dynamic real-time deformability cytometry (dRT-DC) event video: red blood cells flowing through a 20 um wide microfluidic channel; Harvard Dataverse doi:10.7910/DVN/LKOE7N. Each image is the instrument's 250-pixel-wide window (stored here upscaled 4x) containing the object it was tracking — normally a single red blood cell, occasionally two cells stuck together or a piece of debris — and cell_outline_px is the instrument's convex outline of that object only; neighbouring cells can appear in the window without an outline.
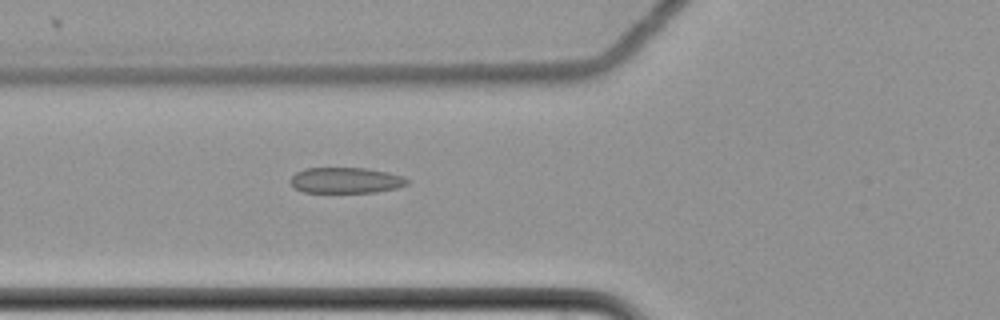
{"species": "common noctule bat (a hibernating species)", "species_latin": "Nyctalus noctula", "temperature_condition": "cold", "stored_images_in_passage": 61, "camera_frame_rate_fps": 3000, "um_per_image_px": 0.085, "animal": {"sex": "female", "body_mass_g": 22.7, "forearm_length_mm": 54.2}, "frame": {"image": 1, "passage_image": 24, "time_ms": 7.667, "image_size_px": [1000, 320], "cell_outline_px": [[408, 184], [396, 188], [376, 192], [304, 192], [296, 188], [288, 180], [296, 172], [304, 168], [364, 168], [388, 172], [404, 176], [408, 180]], "centroid_in_image_um": [29.39, 15.32], "position_along_channel_um": 96.4, "area_um2": 17.51}}
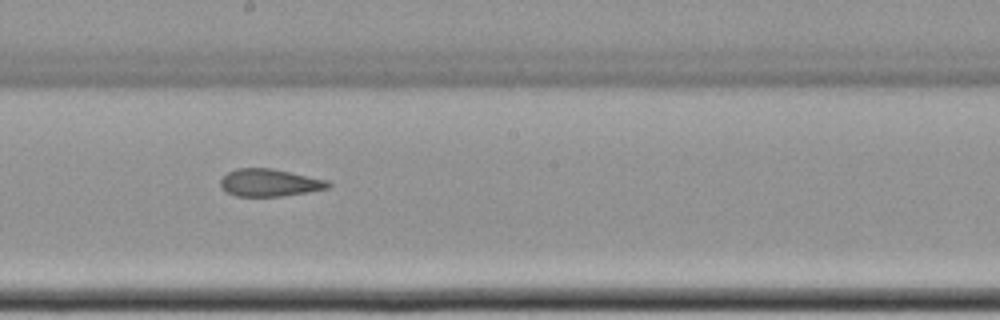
{"frame": {"image": 2, "passage_image": 35, "time_ms": 11.333, "image_size_px": [1000, 320], "cell_outline_px": [[332, 184], [328, 188], [308, 192], [280, 196], [236, 196], [220, 188], [220, 180], [228, 172], [236, 168], [272, 168], [328, 180]], "centroid_in_image_um": [22.91, 15.52], "position_along_channel_um": 225.3, "area_um2": 17.22}}
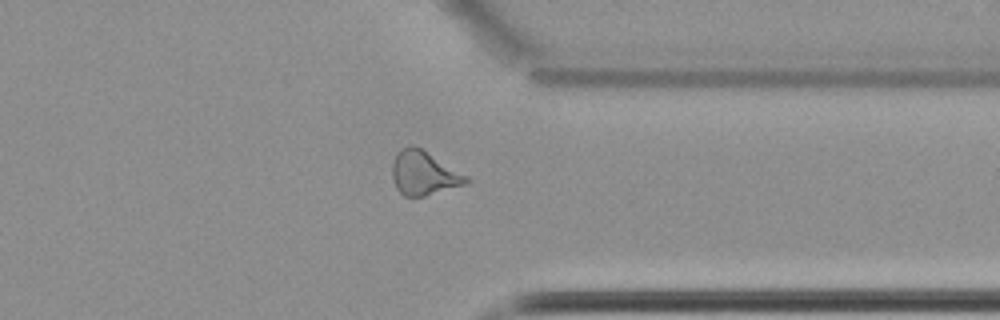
{"frame": {"image": 3, "passage_image": 48, "time_ms": 15.667, "image_size_px": [1000, 320], "cell_outline_px": [[472, 180], [464, 184], [424, 196], [404, 196], [396, 188], [392, 176], [392, 164], [396, 152], [400, 148], [412, 144], [420, 148], [468, 176]], "centroid_in_image_um": [35.99, 14.7], "position_along_channel_um": 375.4, "area_um2": 18.79}, "authors_computed_cell_mechanics": {"area_um2": 18.7272, "velocity_mm_per_s": 3.5061, "shape_relaxation_time_tau1_ms": null, "shape_relaxation_time_tau2_ms": 1.6345, "deformation_change_tau1": null, "deformation_change_tau2": 0.084}}